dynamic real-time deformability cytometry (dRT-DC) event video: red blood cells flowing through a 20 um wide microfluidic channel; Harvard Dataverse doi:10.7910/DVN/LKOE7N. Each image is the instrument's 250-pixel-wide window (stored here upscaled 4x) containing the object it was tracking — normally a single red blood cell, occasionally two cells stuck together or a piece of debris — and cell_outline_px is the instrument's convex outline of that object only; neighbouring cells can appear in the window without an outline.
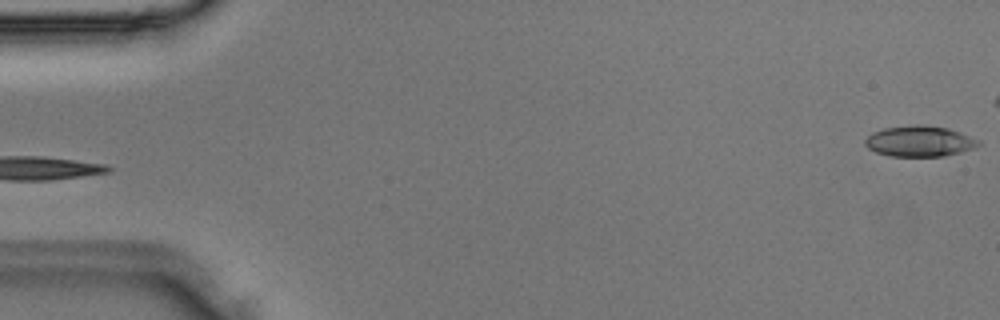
{"species": "Egyptian fruit bat (a non-hibernating species)", "species_latin": "Rousettus aegyptiacus", "temperature_condition": "room temperature", "stored_images_in_passage": 3, "camera_frame_rate_fps": 3000, "um_per_image_px": 0.085, "animal": {"sex": "male"}, "frame": {"image": 1, "passage_image": 3, "time_ms": 0.667, "image_size_px": [1000, 320], "cell_outline_px": [[980, 144], [976, 148], [944, 156], [888, 156], [876, 152], [868, 148], [864, 144], [864, 140], [872, 132], [884, 128], [916, 124], [920, 124], [948, 128], [960, 132], [980, 140]], "centroid_in_image_um": [78.16, 12.0], "position_along_channel_um": 6.8, "area_um2": 20.46}}